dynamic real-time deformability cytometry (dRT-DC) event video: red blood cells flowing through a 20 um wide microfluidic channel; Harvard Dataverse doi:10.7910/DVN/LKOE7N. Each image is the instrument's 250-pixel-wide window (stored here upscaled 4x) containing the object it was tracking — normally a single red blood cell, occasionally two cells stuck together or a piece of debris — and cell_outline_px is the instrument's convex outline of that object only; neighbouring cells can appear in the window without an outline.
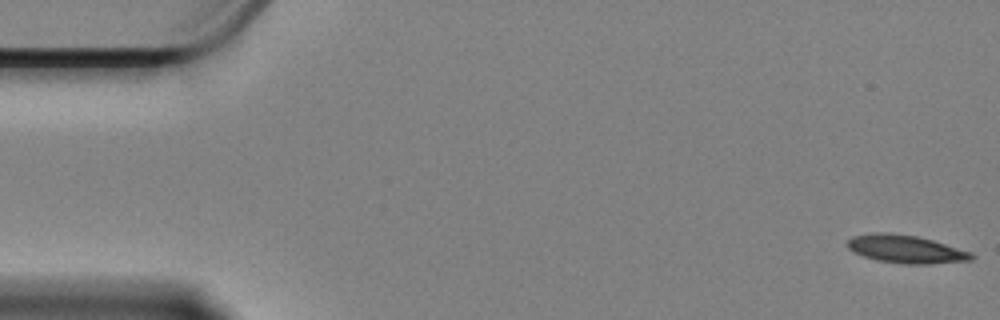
{"species": "Egyptian fruit bat (a non-hibernating species)", "species_latin": "Rousettus aegyptiacus", "temperature_condition": "cold", "stored_images_in_passage": 59, "camera_frame_rate_fps": 3000, "um_per_image_px": 0.085, "animal": {"sex": "female"}, "frame": {"image": 1, "passage_image": 1, "time_ms": 0.0, "image_size_px": [1000, 320], "cell_outline_px": [[976, 256], [972, 260], [928, 264], [904, 264], [876, 260], [852, 252], [844, 244], [852, 236], [872, 232], [888, 232], [916, 236], [932, 240], [972, 252]], "centroid_in_image_um": [76.96, 21.17], "position_along_channel_um": 8.0, "area_um2": 20.46}}
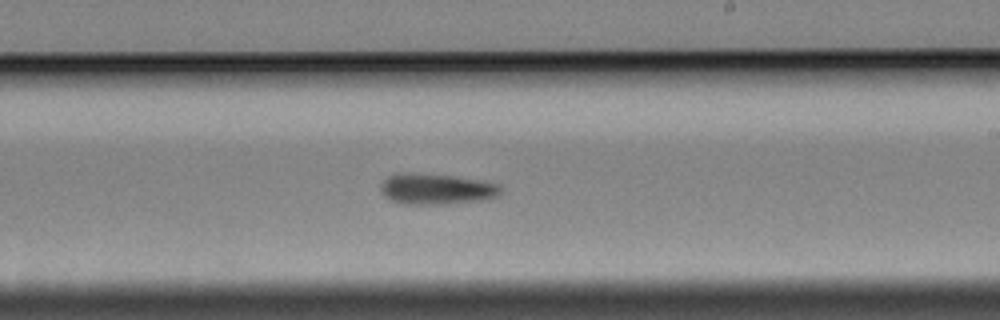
{"frame": {"image": 2, "passage_image": 34, "time_ms": 11.0, "image_size_px": [1000, 320], "cell_outline_px": [[504, 192], [496, 196], [484, 200], [448, 204], [400, 204], [384, 196], [380, 192], [380, 184], [388, 176], [396, 172], [416, 172], [452, 176], [484, 180], [500, 184]], "centroid_in_image_um": [37.1, 16.05], "position_along_channel_um": 251.9, "area_um2": 22.2}}
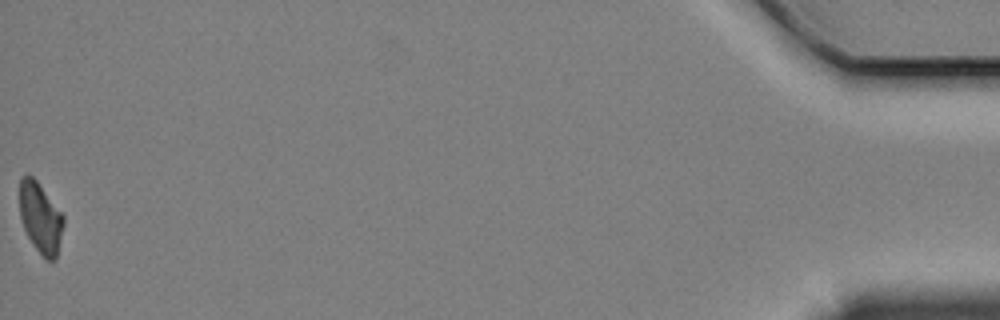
{"frame": {"image": 3, "passage_image": 59, "time_ms": 19.333, "image_size_px": [1000, 320], "cell_outline_px": [[64, 224], [56, 260], [48, 260], [36, 248], [28, 236], [24, 228], [20, 216], [20, 176], [28, 172], [36, 180], [64, 216]], "centroid_in_image_um": [3.44, 18.48], "position_along_channel_um": 431.8, "area_um2": 17.86}, "authors_computed_cell_mechanics": {"area_um2": 20.519, "velocity_mm_per_s": 3.3516, "shape_relaxation_time_tau1_ms": 5.7096, "shape_relaxation_time_tau2_ms": null, "deformation_change_tau1": 0.1562, "deformation_change_tau2": null}}